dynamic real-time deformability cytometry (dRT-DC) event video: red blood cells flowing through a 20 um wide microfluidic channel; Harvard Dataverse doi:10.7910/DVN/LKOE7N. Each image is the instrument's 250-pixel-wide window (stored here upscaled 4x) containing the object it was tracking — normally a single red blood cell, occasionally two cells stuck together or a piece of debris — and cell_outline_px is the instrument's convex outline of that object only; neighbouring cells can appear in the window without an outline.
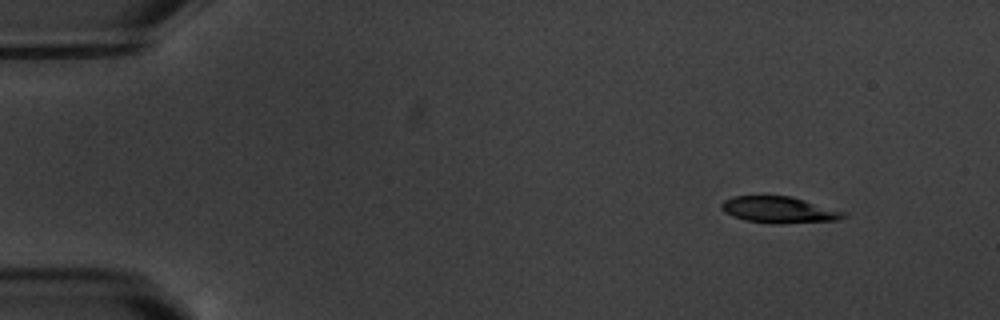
{"species": "common noctule bat (a hibernating species)", "species_latin": "Nyctalus noctula", "temperature_condition": "warm", "stored_images_in_passage": 4, "camera_frame_rate_fps": 3000, "um_per_image_px": 0.085, "animal": {"sex": "male", "body_mass_g": 20.1, "forearm_length_mm": 53.5}, "frame": {"image": 1, "passage_image": 1, "time_ms": 0.0, "image_size_px": [1000, 320], "cell_outline_px": [[848, 216], [840, 220], [744, 220], [732, 216], [724, 212], [720, 208], [720, 204], [724, 200], [732, 196], [792, 196], [848, 212]], "centroid_in_image_um": [66.21, 17.76], "position_along_channel_um": 18.8, "area_um2": 17.74}}
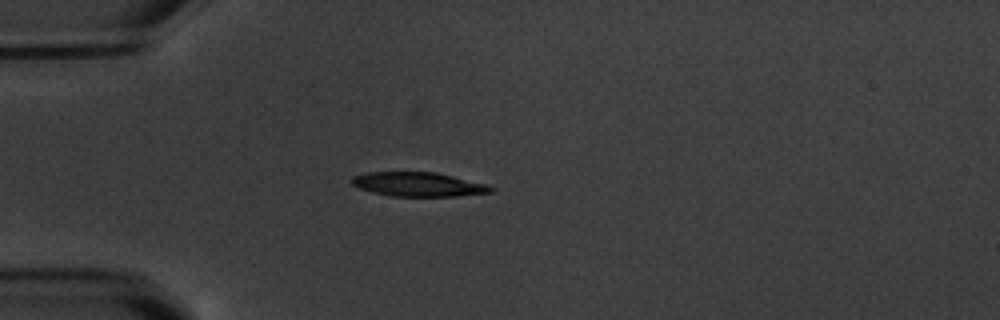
{"frame": {"image": 2, "passage_image": 4, "time_ms": 3.333, "image_size_px": [1000, 320], "cell_outline_px": [[496, 188], [492, 192], [456, 196], [392, 196], [372, 192], [360, 188], [352, 184], [352, 176], [368, 172], [436, 172], [484, 184]], "centroid_in_image_um": [35.54, 15.67], "position_along_channel_um": 49.5, "area_um2": 19.36}}